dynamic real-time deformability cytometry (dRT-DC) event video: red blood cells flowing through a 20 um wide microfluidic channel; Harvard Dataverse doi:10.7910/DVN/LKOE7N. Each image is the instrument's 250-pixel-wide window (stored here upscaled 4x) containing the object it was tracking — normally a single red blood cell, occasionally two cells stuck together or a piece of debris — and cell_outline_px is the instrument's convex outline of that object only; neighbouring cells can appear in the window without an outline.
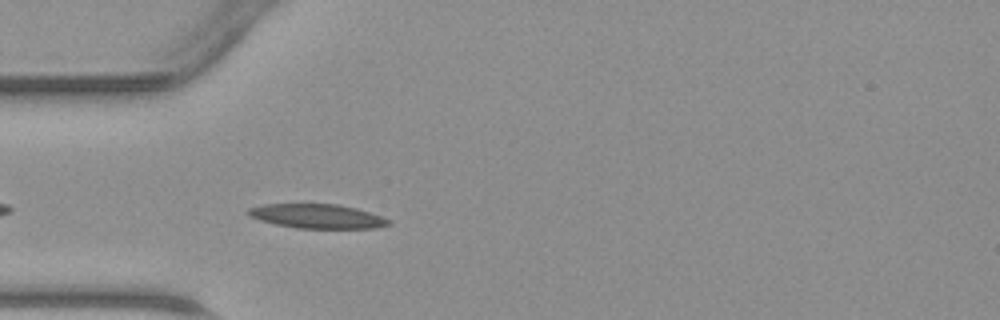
{"species": "common noctule bat (a hibernating species)", "species_latin": "Nyctalus noctula", "temperature_condition": "warm", "stored_images_in_passage": 33, "camera_frame_rate_fps": 3000, "um_per_image_px": 0.085, "animal": {"sex": "male", "body_mass_g": 23.1, "forearm_length_mm": 52.7}, "frame": {"image": 1, "passage_image": 4, "time_ms": 1.0, "image_size_px": [1000, 320], "cell_outline_px": [[392, 224], [376, 228], [296, 228], [276, 224], [260, 220], [248, 216], [244, 212], [248, 208], [264, 204], [336, 204], [356, 208], [392, 220]], "centroid_in_image_um": [26.94, 18.38], "position_along_channel_um": 58.1, "area_um2": 19.88}}
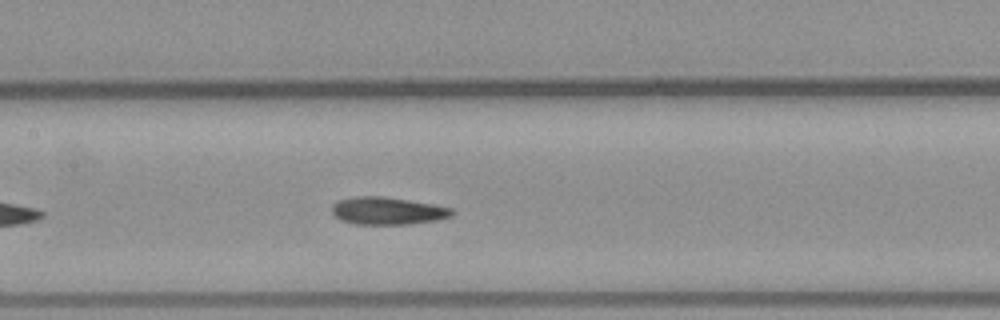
{"frame": {"image": 2, "passage_image": 12, "time_ms": 3.667, "image_size_px": [1000, 320], "cell_outline_px": [[456, 212], [452, 216], [436, 220], [408, 224], [356, 224], [340, 220], [332, 212], [332, 204], [340, 200], [352, 196], [384, 196], [432, 204], [452, 208]], "centroid_in_image_um": [32.94, 17.92], "position_along_channel_um": 174.5, "area_um2": 19.25}}
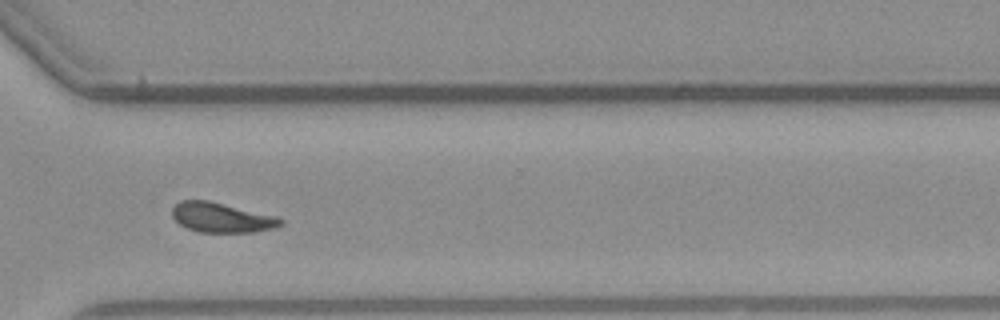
{"frame": {"image": 3, "passage_image": 24, "time_ms": 7.667, "image_size_px": [1000, 320], "cell_outline_px": [[284, 224], [276, 228], [252, 232], [196, 232], [180, 224], [172, 216], [172, 208], [180, 200], [208, 200], [276, 216], [284, 220]], "centroid_in_image_um": [18.85, 18.49], "position_along_channel_um": 351.7, "area_um2": 18.84}}